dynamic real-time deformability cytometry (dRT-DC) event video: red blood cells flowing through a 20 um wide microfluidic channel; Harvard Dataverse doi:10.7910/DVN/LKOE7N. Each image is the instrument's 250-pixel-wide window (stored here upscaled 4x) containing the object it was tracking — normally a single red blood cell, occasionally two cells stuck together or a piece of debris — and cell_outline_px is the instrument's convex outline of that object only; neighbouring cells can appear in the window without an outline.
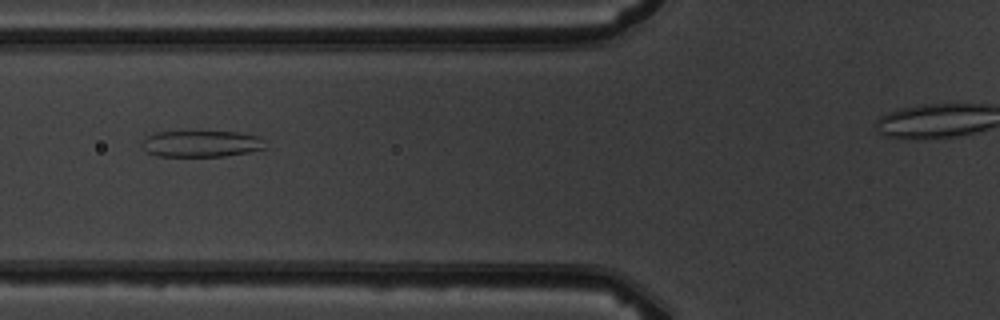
{"species": "common noctule bat (a hibernating species)", "species_latin": "Nyctalus noctula", "temperature_condition": "warm", "stored_images_in_passage": 2, "camera_frame_rate_fps": 3000, "um_per_image_px": 0.085, "animal": {"sex": "male", "body_mass_g": 19.5, "forearm_length_mm": 54.6}, "frame": {"image": 1, "passage_image": 2, "time_ms": 1.0, "image_size_px": [1000, 320], "cell_outline_px": [[268, 148], [248, 152], [224, 156], [156, 156], [148, 152], [140, 144], [140, 140], [156, 132], [236, 132], [256, 136]], "centroid_in_image_um": [17.05, 12.23], "position_along_channel_um": 108.7, "area_um2": 18.79}}